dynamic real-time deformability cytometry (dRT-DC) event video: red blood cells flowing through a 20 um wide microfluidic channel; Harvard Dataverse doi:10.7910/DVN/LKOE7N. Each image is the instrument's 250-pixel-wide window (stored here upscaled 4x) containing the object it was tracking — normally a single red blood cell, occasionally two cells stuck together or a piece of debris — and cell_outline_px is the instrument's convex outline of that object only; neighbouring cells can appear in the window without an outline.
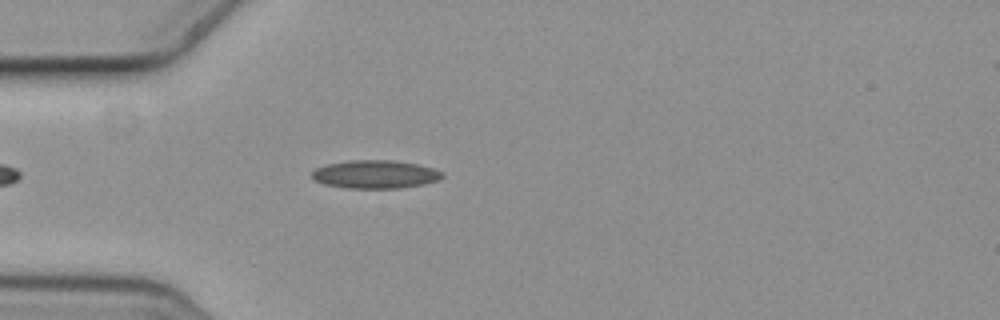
{"species": "common noctule bat (a hibernating species)", "species_latin": "Nyctalus noctula", "temperature_condition": "cold", "stored_images_in_passage": 2, "camera_frame_rate_fps": 3000, "um_per_image_px": 0.085, "animal": {"sex": "female", "body_mass_g": 19.3, "forearm_length_mm": 54.1}, "frame": {"image": 1, "passage_image": 1, "time_ms": 0.0, "image_size_px": [1000, 320], "cell_outline_px": [[444, 176], [440, 180], [424, 184], [400, 188], [348, 188], [324, 184], [316, 180], [312, 176], [312, 172], [316, 168], [328, 164], [348, 160], [396, 160], [416, 164], [432, 168], [444, 172]], "centroid_in_image_um": [31.94, 14.81], "position_along_channel_um": 53.1, "area_um2": 21.44}}